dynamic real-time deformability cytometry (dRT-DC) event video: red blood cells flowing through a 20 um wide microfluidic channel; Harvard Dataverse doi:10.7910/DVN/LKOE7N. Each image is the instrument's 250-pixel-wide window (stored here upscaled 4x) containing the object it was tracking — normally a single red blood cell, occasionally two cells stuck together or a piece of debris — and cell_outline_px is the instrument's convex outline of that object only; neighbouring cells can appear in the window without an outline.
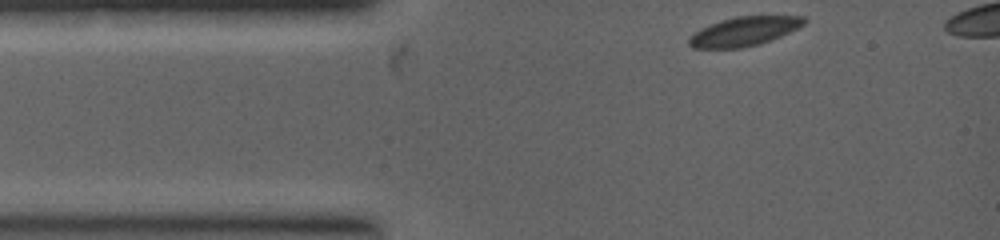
{"species": "common noctule bat (a hibernating species)", "species_latin": "Nyctalus noctula", "temperature_condition": "warm", "stored_images_in_passage": 5, "camera_frame_rate_fps": 5000, "um_per_image_px": 0.085, "animal": {"sex": "female", "body_mass_g": 19.0, "forearm_length_mm": 53.3}, "frame": {"image": 1, "passage_image": 1, "time_ms": 0.0, "image_size_px": [1000, 240], "cell_outline_px": [[808, 20], [804, 24], [780, 36], [760, 44], [740, 48], [692, 48], [688, 44], [688, 36], [692, 32], [708, 24], [720, 20], [736, 16], [804, 16]], "centroid_in_image_um": [63.18, 2.66], "position_along_channel_um": 21.8, "area_um2": 19.65}}